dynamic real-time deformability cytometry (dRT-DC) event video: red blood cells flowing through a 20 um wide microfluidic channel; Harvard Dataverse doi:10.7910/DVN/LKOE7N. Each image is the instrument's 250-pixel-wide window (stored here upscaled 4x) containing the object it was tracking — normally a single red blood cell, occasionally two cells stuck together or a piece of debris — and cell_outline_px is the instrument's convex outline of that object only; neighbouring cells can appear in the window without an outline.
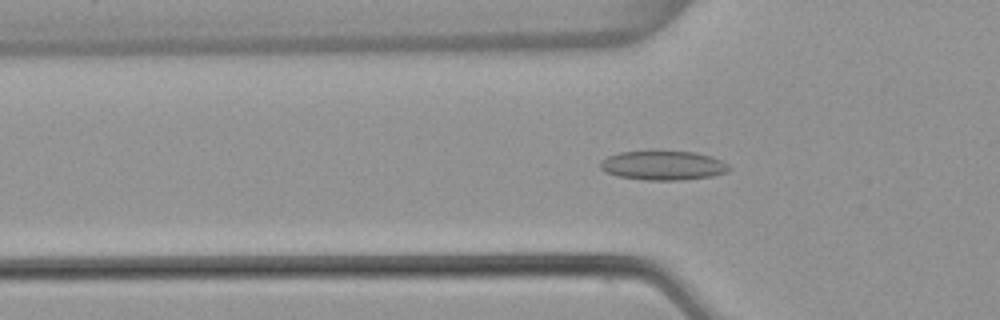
{"species": "common noctule bat (a hibernating species)", "species_latin": "Nyctalus noctula", "temperature_condition": "warm", "stored_images_in_passage": 54, "camera_frame_rate_fps": 3000, "um_per_image_px": 0.085, "animal": {"sex": "female", "body_mass_g": 22.7, "forearm_length_mm": 54.2}, "frame": {"image": 1, "passage_image": 18, "time_ms": 5.667, "image_size_px": [1000, 320], "cell_outline_px": [[732, 168], [728, 172], [712, 176], [680, 180], [644, 180], [616, 176], [604, 172], [600, 168], [600, 160], [608, 156], [620, 152], [656, 148], [696, 152], [712, 156], [728, 164]], "centroid_in_image_um": [56.34, 14.02], "position_along_channel_um": 69.5, "area_um2": 23.06}}
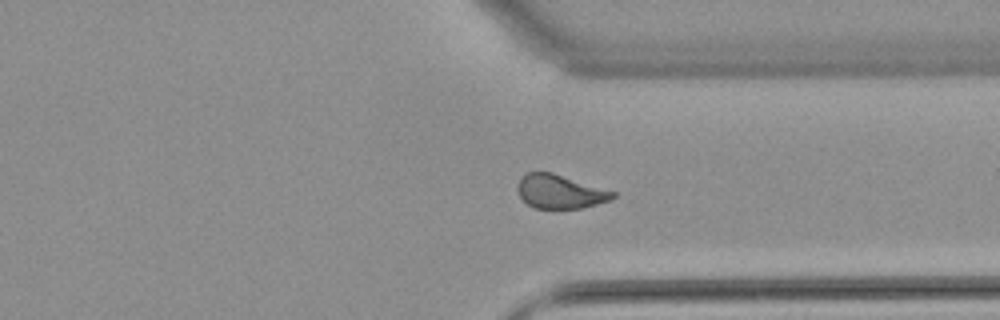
{"frame": {"image": 2, "passage_image": 41, "time_ms": 13.333, "image_size_px": [1000, 320], "cell_outline_px": [[616, 196], [612, 200], [584, 208], [532, 208], [520, 196], [520, 180], [528, 172], [552, 172], [616, 192]], "centroid_in_image_um": [47.68, 16.3], "position_along_channel_um": 363.7, "area_um2": 18.5}}
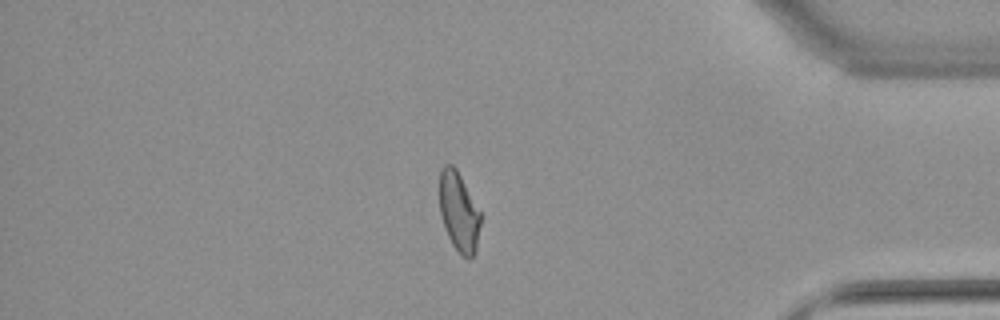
{"frame": {"image": 3, "passage_image": 46, "time_ms": 15.0, "image_size_px": [1000, 320], "cell_outline_px": [[480, 224], [476, 252], [468, 260], [460, 256], [452, 244], [444, 228], [440, 212], [440, 168], [444, 164], [452, 164], [456, 168], [480, 212]], "centroid_in_image_um": [38.99, 18.04], "position_along_channel_um": 396.2, "area_um2": 19.02}, "authors_computed_cell_mechanics": {"area_um2": 19.941, "velocity_mm_per_s": 3.8301, "shape_relaxation_time_tau1_ms": null, "shape_relaxation_time_tau2_ms": 1.2119, "deformation_change_tau1": null, "deformation_change_tau2": 0.0647}}